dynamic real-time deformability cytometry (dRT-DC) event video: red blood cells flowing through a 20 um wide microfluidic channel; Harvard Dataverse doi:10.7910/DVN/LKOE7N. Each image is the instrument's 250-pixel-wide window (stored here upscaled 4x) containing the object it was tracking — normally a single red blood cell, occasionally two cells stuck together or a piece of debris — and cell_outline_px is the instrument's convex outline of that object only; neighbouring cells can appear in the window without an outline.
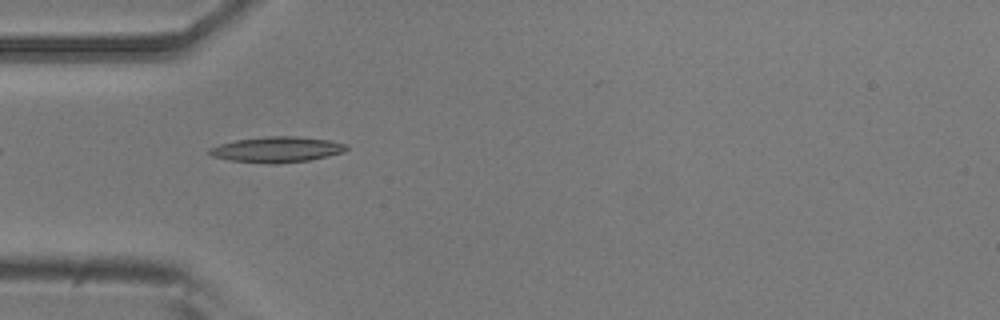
{"species": "common noctule bat (a hibernating species)", "species_latin": "Nyctalus noctula", "temperature_condition": "room temperature", "stored_images_in_passage": 4, "camera_frame_rate_fps": 3000, "um_per_image_px": 0.085, "animal": {"sex": "male", "body_mass_g": 20.5, "forearm_length_mm": 52.5}, "frame": {"image": 1, "passage_image": 3, "time_ms": 0.667, "image_size_px": [1000, 320], "cell_outline_px": [[348, 148], [344, 152], [328, 156], [308, 160], [276, 164], [268, 164], [232, 160], [212, 156], [208, 152], [208, 148], [220, 144], [236, 140], [264, 136], [296, 136], [328, 140], [348, 144]], "centroid_in_image_um": [23.55, 12.7], "position_along_channel_um": 61.5, "area_um2": 20.46}}
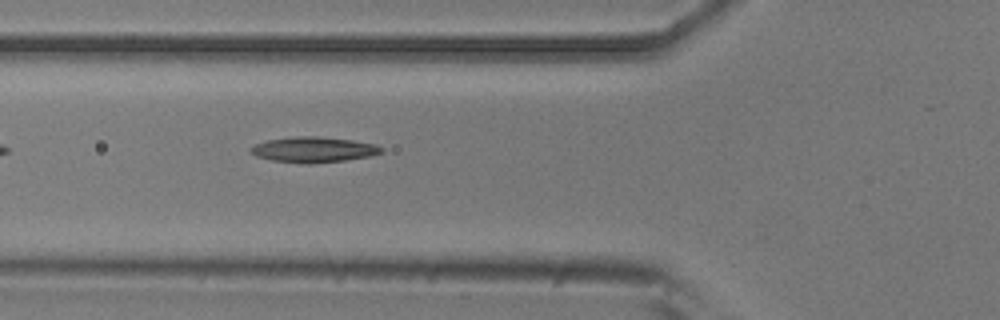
{"frame": {"image": 2, "passage_image": 4, "time_ms": 1.0, "image_size_px": [1000, 320], "cell_outline_px": [[384, 152], [368, 156], [344, 160], [308, 164], [272, 160], [256, 156], [248, 152], [248, 148], [256, 144], [268, 140], [296, 136], [316, 136], [352, 140], [376, 144], [384, 148]], "centroid_in_image_um": [26.64, 12.71], "position_along_channel_um": 99.2, "area_um2": 19.36}}